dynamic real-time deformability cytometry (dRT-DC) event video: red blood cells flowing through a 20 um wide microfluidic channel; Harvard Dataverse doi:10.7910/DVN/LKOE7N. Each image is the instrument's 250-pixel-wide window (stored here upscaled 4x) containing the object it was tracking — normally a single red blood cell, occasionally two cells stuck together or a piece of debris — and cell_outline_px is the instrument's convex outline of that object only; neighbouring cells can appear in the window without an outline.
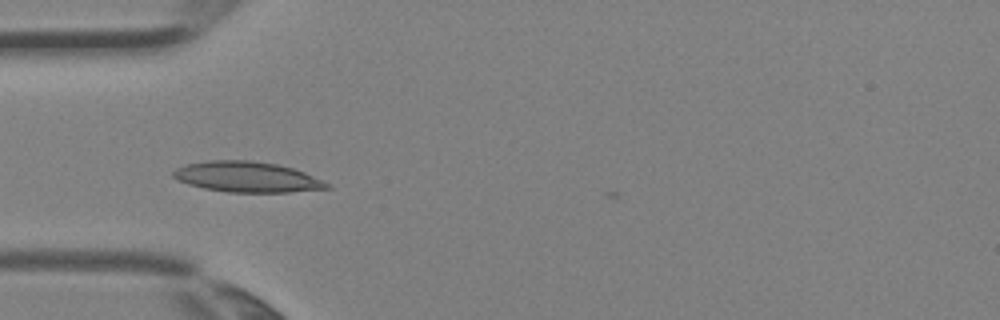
{"species": "Egyptian fruit bat (a non-hibernating species)", "species_latin": "Rousettus aegyptiacus", "temperature_condition": "room temperature", "stored_images_in_passage": 4, "camera_frame_rate_fps": 3000, "um_per_image_px": 0.085, "animal": {"sex": "female"}, "frame": {"image": 1, "passage_image": 3, "time_ms": 0.667, "image_size_px": [1000, 320], "cell_outline_px": [[332, 188], [288, 192], [228, 192], [204, 188], [188, 184], [176, 180], [172, 176], [172, 172], [176, 168], [184, 164], [208, 160], [252, 160], [276, 164], [292, 168], [304, 172], [328, 184]], "centroid_in_image_um": [20.93, 15.03], "position_along_channel_um": 64.1, "area_um2": 27.28}}
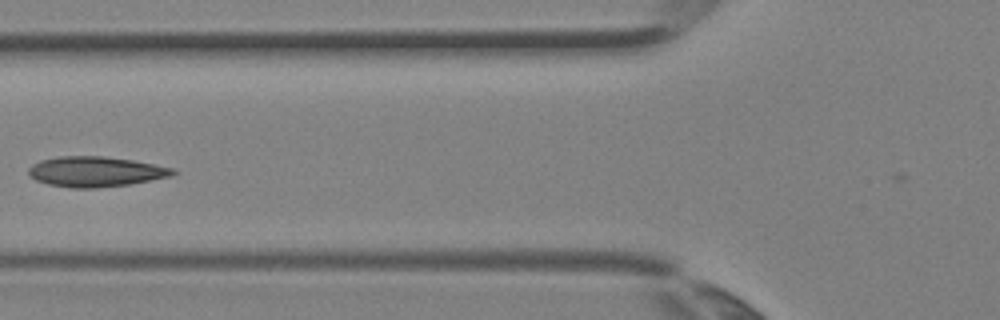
{"frame": {"image": 2, "passage_image": 4, "time_ms": 1.0, "image_size_px": [1000, 320], "cell_outline_px": [[180, 172], [172, 176], [128, 184], [96, 188], [72, 188], [48, 184], [36, 180], [28, 176], [28, 168], [32, 164], [40, 160], [60, 156], [104, 156], [132, 160], [176, 168]], "centroid_in_image_um": [8.14, 14.58], "position_along_channel_um": 117.7, "area_um2": 25.61}}